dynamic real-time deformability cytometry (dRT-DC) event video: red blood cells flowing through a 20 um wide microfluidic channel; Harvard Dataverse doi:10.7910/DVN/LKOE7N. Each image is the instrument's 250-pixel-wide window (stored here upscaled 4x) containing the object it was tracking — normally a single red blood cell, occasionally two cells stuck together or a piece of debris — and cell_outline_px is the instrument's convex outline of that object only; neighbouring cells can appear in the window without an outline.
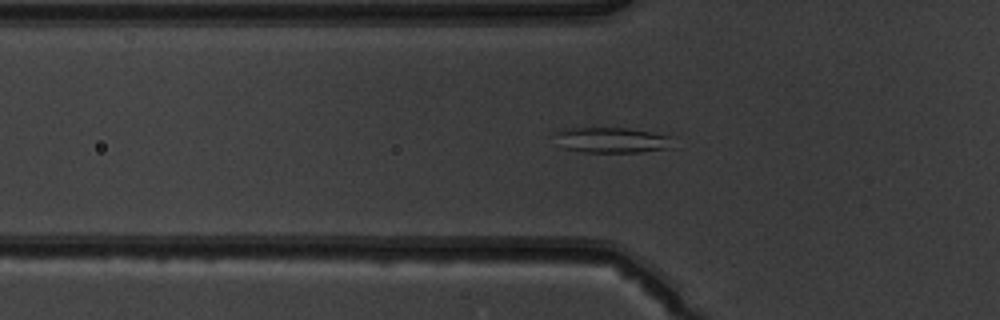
{"species": "common noctule bat (a hibernating species)", "species_latin": "Nyctalus noctula", "temperature_condition": "warm", "stored_images_in_passage": 35, "segment_of_instrument_passage": [1, 2], "camera_frame_rate_fps": 3000, "um_per_image_px": 0.085, "animal": {"sex": "male", "body_mass_g": 19.5, "forearm_length_mm": 54.6}, "frame": {"image": 1, "passage_image": 6, "time_ms": 1.667, "image_size_px": [1000, 320], "cell_outline_px": [[672, 148], [640, 152], [584, 152], [564, 148], [552, 132], [564, 128], [628, 128], [672, 136]], "centroid_in_image_um": [52.01, 11.9], "position_along_channel_um": 73.8, "area_um2": 17.57}}
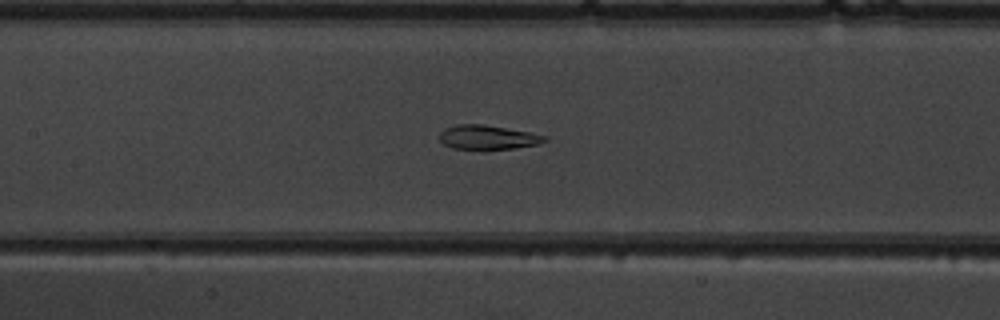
{"frame": {"image": 2, "passage_image": 13, "time_ms": 4.0, "image_size_px": [1000, 320], "cell_outline_px": [[548, 140], [536, 144], [516, 148], [480, 152], [452, 148], [444, 144], [440, 140], [440, 132], [444, 128], [456, 124], [484, 124], [528, 132], [548, 136]], "centroid_in_image_um": [41.42, 11.71], "position_along_channel_um": 166.0, "area_um2": 15.49}}
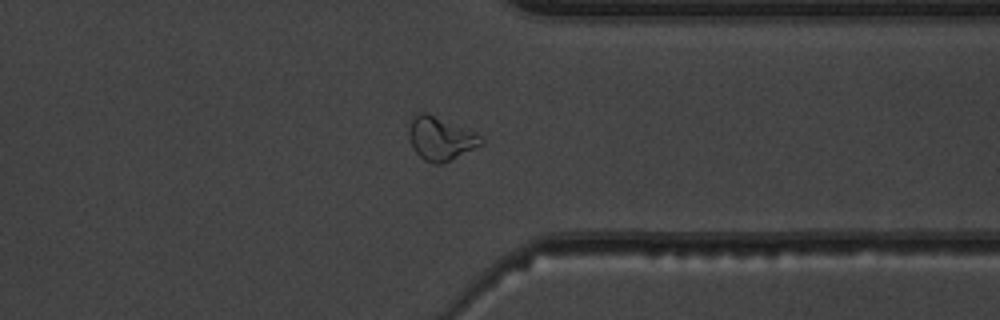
{"frame": {"image": 3, "passage_image": 29, "time_ms": 9.333, "image_size_px": [1000, 320], "cell_outline_px": [[484, 144], [440, 164], [432, 164], [424, 160], [412, 148], [408, 132], [408, 128], [412, 116], [420, 112], [428, 112], [476, 132], [484, 140]], "centroid_in_image_um": [37.43, 11.75], "position_along_channel_um": 374.0, "area_um2": 18.44}}